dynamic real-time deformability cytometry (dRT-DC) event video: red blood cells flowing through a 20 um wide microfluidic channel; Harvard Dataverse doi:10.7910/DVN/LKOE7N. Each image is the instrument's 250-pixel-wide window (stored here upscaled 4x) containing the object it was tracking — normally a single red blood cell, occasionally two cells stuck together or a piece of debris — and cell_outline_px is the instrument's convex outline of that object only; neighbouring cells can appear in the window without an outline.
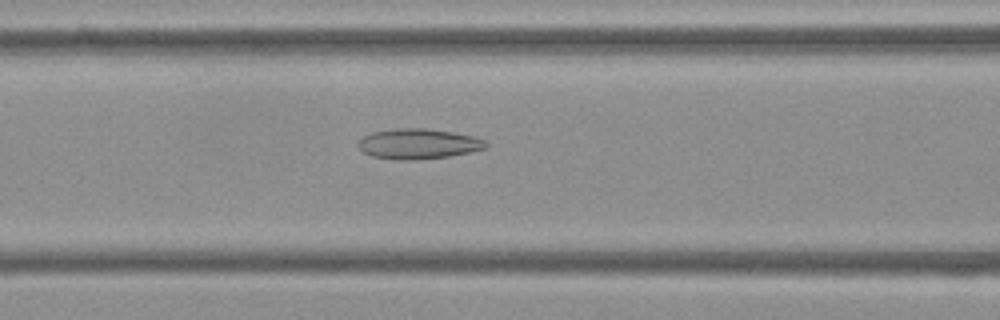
{"species": "Egyptian fruit bat (a non-hibernating species)", "species_latin": "Rousettus aegyptiacus", "temperature_condition": "cold", "stored_images_in_passage": 50, "camera_frame_rate_fps": 3000, "um_per_image_px": 0.085, "frame": {"image": 1, "passage_image": 18, "time_ms": 5.667, "image_size_px": [1000, 320], "cell_outline_px": [[488, 148], [472, 152], [448, 156], [412, 160], [404, 160], [372, 156], [364, 152], [356, 144], [364, 136], [372, 132], [392, 128], [428, 128], [452, 132], [472, 136], [484, 140], [488, 144]], "centroid_in_image_um": [35.57, 12.21], "position_along_channel_um": 131.0, "area_um2": 22.48}}
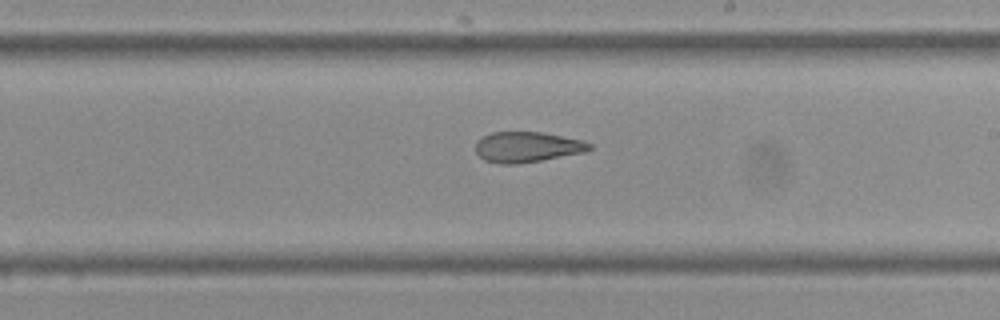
{"frame": {"image": 2, "passage_image": 27, "time_ms": 8.667, "image_size_px": [1000, 320], "cell_outline_px": [[592, 148], [584, 152], [540, 160], [516, 164], [500, 164], [484, 160], [476, 152], [476, 140], [492, 132], [544, 132], [580, 140], [592, 144]], "centroid_in_image_um": [44.78, 12.49], "position_along_channel_um": 244.2, "area_um2": 20.06}}
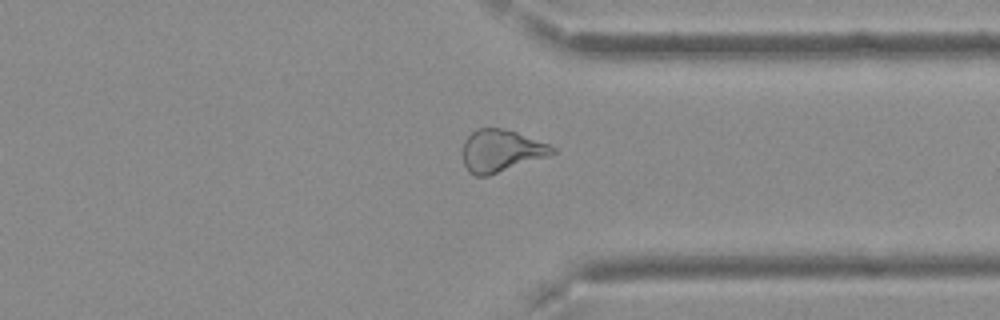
{"frame": {"image": 3, "passage_image": 37, "time_ms": 12.0, "image_size_px": [1000, 320], "cell_outline_px": [[556, 152], [488, 176], [476, 176], [468, 172], [464, 164], [464, 140], [476, 128], [504, 128], [516, 132], [548, 144], [556, 148]], "centroid_in_image_um": [42.55, 12.81], "position_along_channel_um": 368.8, "area_um2": 21.62}, "authors_computed_cell_mechanics": {"area_um2": 23.3801, "velocity_mm_per_s": 3.7788, "shape_relaxation_time_tau1_ms": null, "shape_relaxation_time_tau2_ms": 3.6208, "deformation_change_tau1": null, "deformation_change_tau2": 0.1143}}